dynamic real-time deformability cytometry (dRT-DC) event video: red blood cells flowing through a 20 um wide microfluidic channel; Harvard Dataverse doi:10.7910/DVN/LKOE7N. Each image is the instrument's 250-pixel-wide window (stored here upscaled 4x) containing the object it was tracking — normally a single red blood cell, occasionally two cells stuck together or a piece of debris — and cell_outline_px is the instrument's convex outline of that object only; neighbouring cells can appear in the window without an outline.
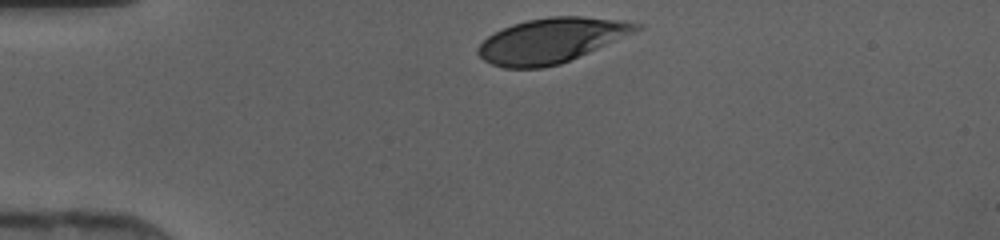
{"species": "human", "species_latin": "Homo sapiens", "temperature_condition": "cold", "stored_images_in_passage": 28, "camera_frame_rate_fps": 3000, "um_per_image_px": 0.085, "donor": {"sex": "female"}, "frame": {"image": 1, "passage_image": 1, "time_ms": 0.0, "image_size_px": [1000, 240], "cell_outline_px": [[644, 28], [636, 32], [560, 64], [540, 68], [504, 68], [492, 64], [484, 60], [476, 52], [476, 48], [488, 36], [512, 24], [528, 20], [548, 16], [580, 16], [616, 20], [644, 24]], "centroid_in_image_um": [46.86, 3.44], "position_along_channel_um": 38.1, "area_um2": 41.04}}
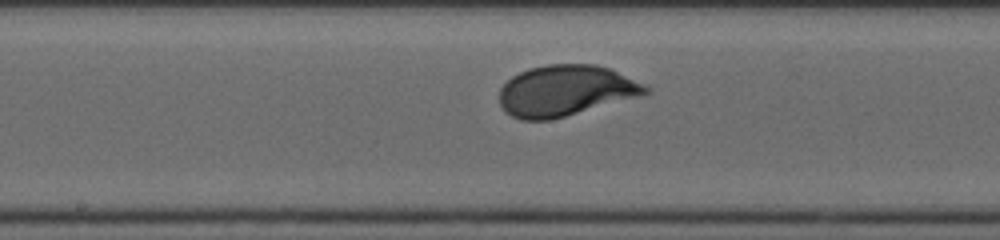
{"frame": {"image": 2, "passage_image": 15, "time_ms": 4.667, "image_size_px": [1000, 240], "cell_outline_px": [[652, 92], [564, 116], [548, 120], [520, 120], [504, 112], [500, 104], [500, 88], [512, 76], [528, 68], [548, 64], [596, 64], [612, 68], [652, 88]], "centroid_in_image_um": [48.07, 7.69], "position_along_channel_um": 200.1, "area_um2": 43.23}}
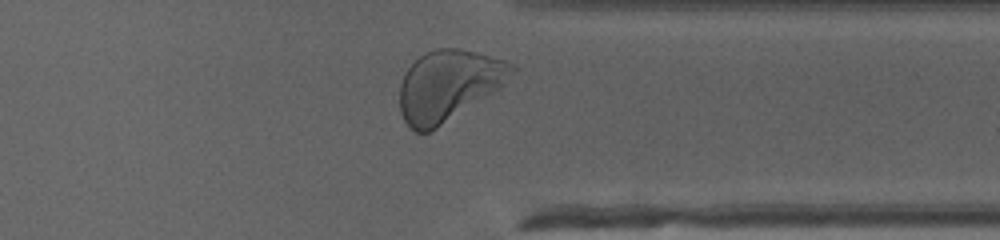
{"frame": {"image": 3, "passage_image": 27, "time_ms": 8.667, "image_size_px": [1000, 240], "cell_outline_px": [[516, 68], [500, 88], [436, 128], [428, 132], [416, 132], [404, 120], [400, 112], [400, 84], [408, 68], [420, 56], [436, 48], [460, 48], [508, 60], [516, 64]], "centroid_in_image_um": [38.14, 7.24], "position_along_channel_um": 373.3, "area_um2": 45.78}}